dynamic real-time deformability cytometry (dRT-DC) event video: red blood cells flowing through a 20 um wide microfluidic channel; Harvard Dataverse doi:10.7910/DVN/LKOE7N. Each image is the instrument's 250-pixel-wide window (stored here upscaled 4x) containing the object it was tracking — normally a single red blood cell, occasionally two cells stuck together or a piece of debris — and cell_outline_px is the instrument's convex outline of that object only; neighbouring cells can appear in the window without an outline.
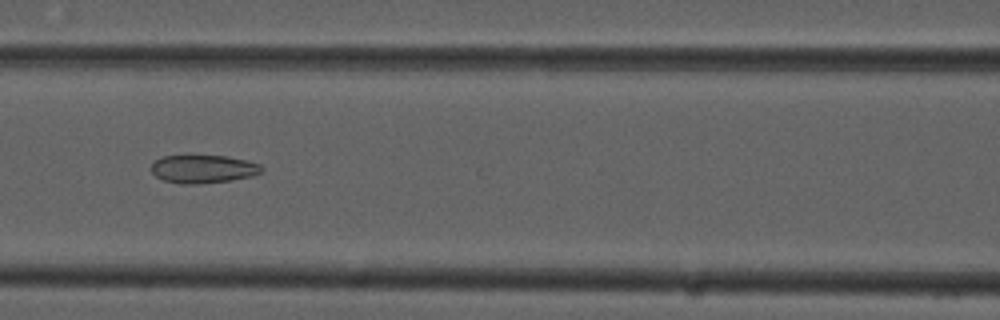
{"species": "common noctule bat (a hibernating species)", "species_latin": "Nyctalus noctula", "temperature_condition": "cold", "stored_images_in_passage": 9, "camera_frame_rate_fps": 3000, "um_per_image_px": 0.085, "animal": {"sex": "male", "forearm_length_mm": 52.5}, "frame": {"image": 1, "passage_image": 7, "time_ms": 2.0, "image_size_px": [1000, 320], "cell_outline_px": [[264, 168], [260, 172], [252, 176], [232, 180], [196, 184], [180, 184], [164, 180], [156, 176], [152, 172], [152, 164], [156, 160], [164, 156], [228, 156], [260, 164]], "centroid_in_image_um": [17.28, 14.37], "position_along_channel_um": 149.3, "area_um2": 17.92}}
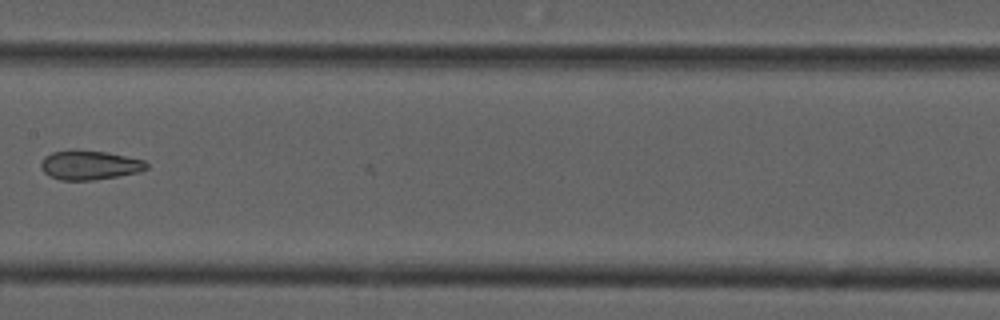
{"frame": {"image": 2, "passage_image": 8, "time_ms": 2.333, "image_size_px": [1000, 320], "cell_outline_px": [[148, 168], [140, 172], [92, 180], [60, 180], [48, 176], [40, 168], [40, 164], [44, 156], [52, 152], [76, 148], [104, 152], [144, 160], [148, 164]], "centroid_in_image_um": [7.56, 14.02], "position_along_channel_um": 199.8, "area_um2": 18.21}}
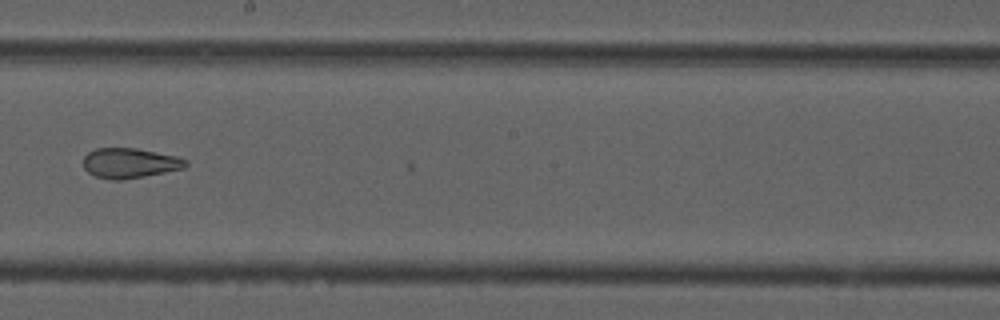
{"frame": {"image": 3, "passage_image": 9, "time_ms": 2.667, "image_size_px": [1000, 320], "cell_outline_px": [[188, 164], [184, 168], [144, 176], [120, 180], [112, 180], [96, 176], [88, 172], [84, 168], [84, 156], [88, 152], [96, 148], [136, 148], [176, 156], [188, 160]], "centroid_in_image_um": [11.03, 13.85], "position_along_channel_um": 237.2, "area_um2": 17.8}}